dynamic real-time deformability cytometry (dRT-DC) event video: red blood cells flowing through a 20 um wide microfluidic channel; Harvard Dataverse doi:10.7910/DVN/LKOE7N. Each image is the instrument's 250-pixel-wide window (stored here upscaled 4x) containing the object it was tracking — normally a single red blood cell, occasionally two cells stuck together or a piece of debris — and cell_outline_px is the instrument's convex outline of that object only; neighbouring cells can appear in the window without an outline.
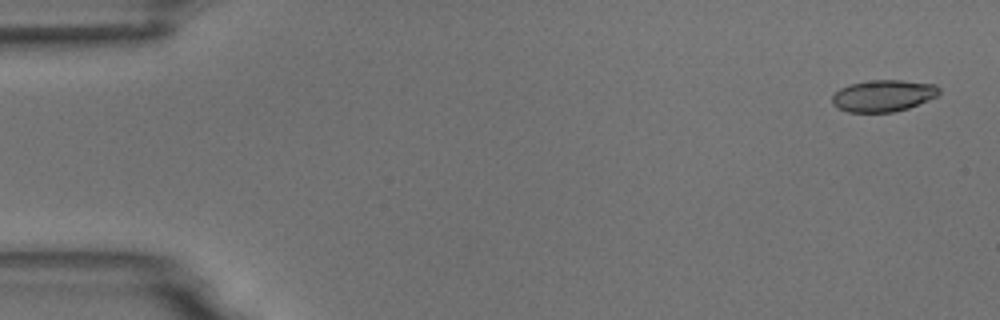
{"species": "common noctule bat (a hibernating species)", "species_latin": "Nyctalus noctula", "temperature_condition": "room temperature", "stored_images_in_passage": 5, "camera_frame_rate_fps": 3000, "um_per_image_px": 0.085, "animal": {"sex": "male", "body_mass_g": 18.8}, "frame": {"image": 1, "passage_image": 1, "time_ms": 0.0, "image_size_px": [1000, 320], "cell_outline_px": [[940, 92], [936, 96], [908, 108], [892, 112], [848, 112], [832, 104], [832, 96], [840, 88], [848, 84], [872, 80], [900, 80], [936, 84], [940, 88]], "centroid_in_image_um": [75.07, 8.13], "position_along_channel_um": 9.9, "area_um2": 19.65}}
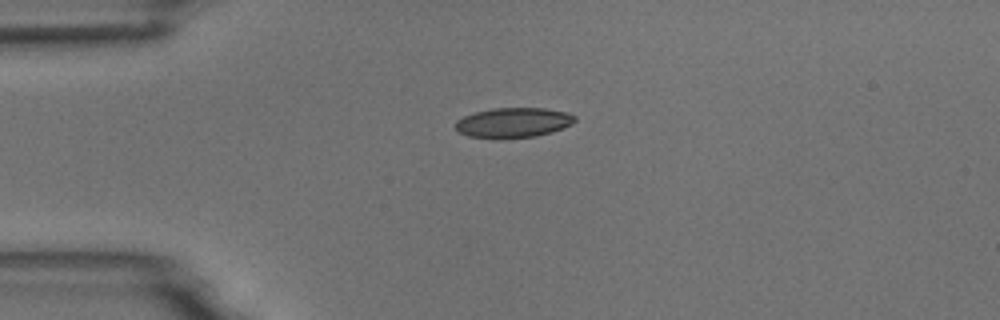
{"frame": {"image": 2, "passage_image": 4, "time_ms": 3.667, "image_size_px": [1000, 320], "cell_outline_px": [[576, 120], [572, 124], [564, 128], [552, 132], [536, 136], [468, 136], [460, 132], [456, 128], [456, 120], [464, 116], [476, 112], [492, 108], [544, 108], [568, 112], [576, 116]], "centroid_in_image_um": [43.71, 10.38], "position_along_channel_um": 41.3, "area_um2": 20.23}}